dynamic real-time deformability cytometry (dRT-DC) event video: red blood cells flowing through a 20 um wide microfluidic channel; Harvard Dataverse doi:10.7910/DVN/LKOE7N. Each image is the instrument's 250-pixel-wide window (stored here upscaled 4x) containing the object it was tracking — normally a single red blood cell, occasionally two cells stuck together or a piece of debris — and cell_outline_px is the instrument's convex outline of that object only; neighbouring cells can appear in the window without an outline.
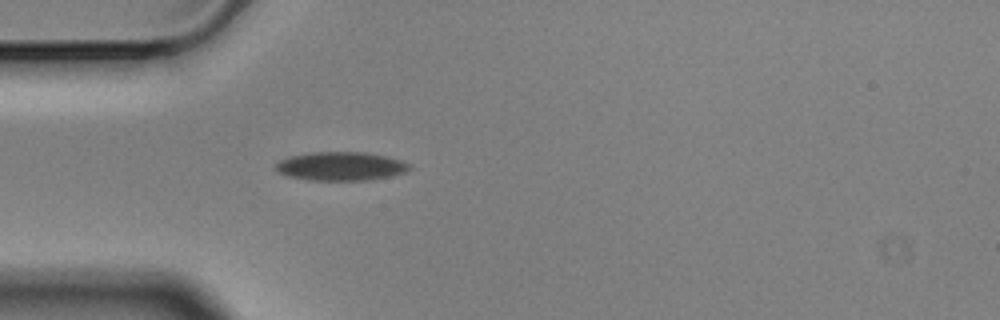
{"species": "Egyptian fruit bat (a non-hibernating species)", "species_latin": "Rousettus aegyptiacus", "temperature_condition": "cold", "stored_images_in_passage": 3, "camera_frame_rate_fps": 3000, "um_per_image_px": 0.085, "animal": {"sex": "male"}, "frame": {"image": 1, "passage_image": 3, "time_ms": 0.667, "image_size_px": [1000, 320], "cell_outline_px": [[412, 168], [404, 172], [388, 176], [368, 180], [308, 180], [288, 176], [280, 172], [276, 168], [276, 164], [280, 160], [288, 156], [312, 152], [364, 152], [404, 160], [412, 164]], "centroid_in_image_um": [28.99, 14.12], "position_along_channel_um": 56.0, "area_um2": 22.31}}